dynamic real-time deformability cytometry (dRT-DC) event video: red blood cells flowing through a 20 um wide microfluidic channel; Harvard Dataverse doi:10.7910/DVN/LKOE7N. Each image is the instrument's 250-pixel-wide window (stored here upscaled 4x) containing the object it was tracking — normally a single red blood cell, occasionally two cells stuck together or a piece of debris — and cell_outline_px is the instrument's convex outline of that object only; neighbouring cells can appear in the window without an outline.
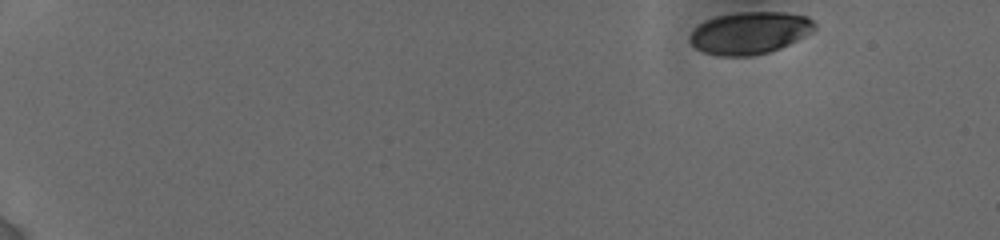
{"species": "human", "species_latin": "Homo sapiens", "temperature_condition": "cold", "stored_images_in_passage": 65, "camera_frame_rate_fps": 3000, "um_per_image_px": 0.085, "donor": {"sex": "female"}, "frame": {"image": 1, "passage_image": 1, "time_ms": 0.0, "image_size_px": [1000, 240], "cell_outline_px": [[816, 28], [796, 40], [780, 48], [768, 52], [752, 56], [720, 56], [704, 52], [696, 48], [688, 40], [692, 32], [700, 24], [716, 16], [736, 12], [784, 12], [808, 16], [816, 24]], "centroid_in_image_um": [63.73, 2.79], "position_along_channel_um": 21.3, "area_um2": 30.46}}
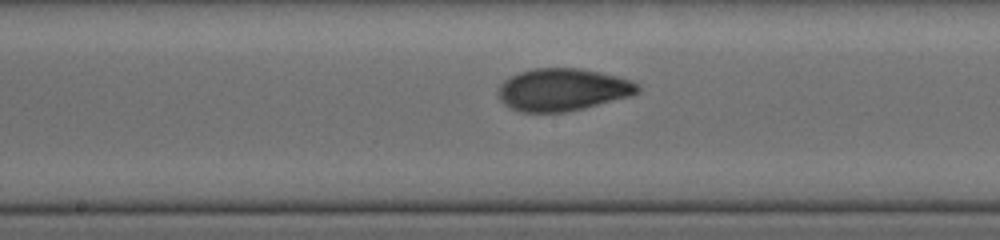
{"frame": {"image": 2, "passage_image": 37, "time_ms": 8.667, "image_size_px": [1000, 240], "cell_outline_px": [[640, 92], [632, 96], [584, 108], [564, 112], [520, 112], [504, 104], [500, 100], [500, 84], [504, 80], [520, 72], [532, 68], [580, 68], [600, 72], [616, 76], [640, 84]], "centroid_in_image_um": [47.86, 7.62], "position_along_channel_um": 200.3, "area_um2": 34.39}}
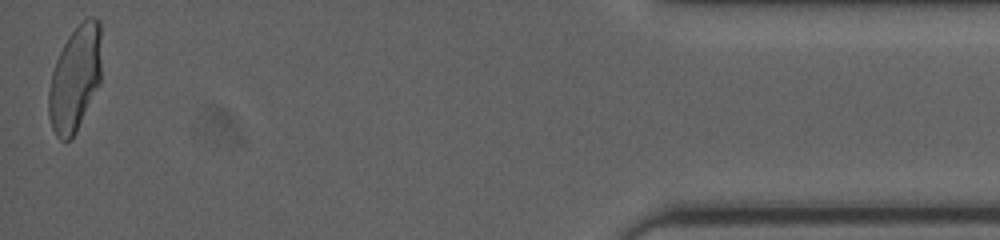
{"frame": {"image": 3, "passage_image": 64, "time_ms": 16.333, "image_size_px": [1000, 240], "cell_outline_px": [[100, 84], [76, 132], [68, 140], [60, 140], [56, 136], [52, 128], [48, 116], [48, 92], [52, 72], [56, 60], [68, 36], [88, 16], [96, 16], [100, 20]], "centroid_in_image_um": [6.37, 6.68], "position_along_channel_um": 428.8, "area_um2": 32.37}, "authors_computed_cell_mechanics": {"area_um2": 32.7726, "velocity_mm_per_s": 3.8275, "shape_relaxation_time_tau1_ms": 3.608, "shape_relaxation_time_tau2_ms": 1.1198, "deformation_change_tau1": 0.1559, "deformation_change_tau2": 0.0412}}